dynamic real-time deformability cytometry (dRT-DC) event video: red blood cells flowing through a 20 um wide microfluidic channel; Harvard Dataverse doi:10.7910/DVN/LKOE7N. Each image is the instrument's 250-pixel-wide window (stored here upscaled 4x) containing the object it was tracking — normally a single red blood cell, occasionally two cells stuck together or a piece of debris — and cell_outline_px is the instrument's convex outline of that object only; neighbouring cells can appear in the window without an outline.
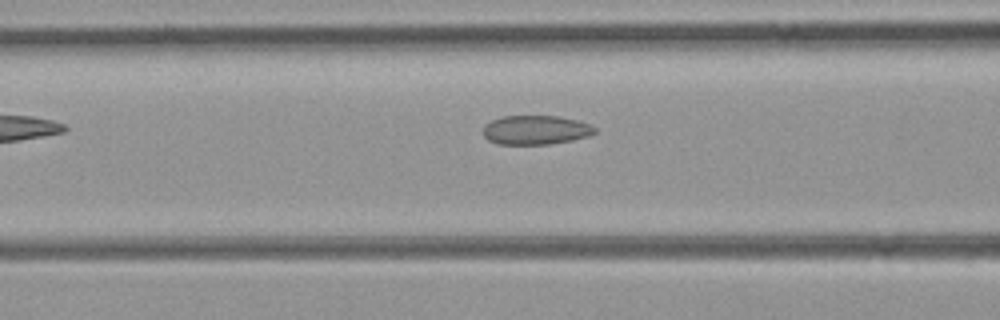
{"species": "common noctule bat (a hibernating species)", "species_latin": "Nyctalus noctula", "temperature_condition": "room temperature", "stored_images_in_passage": 9, "camera_frame_rate_fps": 3000, "um_per_image_px": 0.085, "animal": {"sex": "female", "body_mass_g": 21.9}, "frame": {"image": 1, "passage_image": 7, "time_ms": 2.0, "image_size_px": [1000, 320], "cell_outline_px": [[596, 132], [588, 136], [572, 140], [548, 144], [496, 144], [488, 140], [484, 136], [484, 124], [492, 120], [504, 116], [556, 116], [576, 120], [592, 124], [596, 128]], "centroid_in_image_um": [45.54, 11.05], "position_along_channel_um": 121.1, "area_um2": 18.96}}